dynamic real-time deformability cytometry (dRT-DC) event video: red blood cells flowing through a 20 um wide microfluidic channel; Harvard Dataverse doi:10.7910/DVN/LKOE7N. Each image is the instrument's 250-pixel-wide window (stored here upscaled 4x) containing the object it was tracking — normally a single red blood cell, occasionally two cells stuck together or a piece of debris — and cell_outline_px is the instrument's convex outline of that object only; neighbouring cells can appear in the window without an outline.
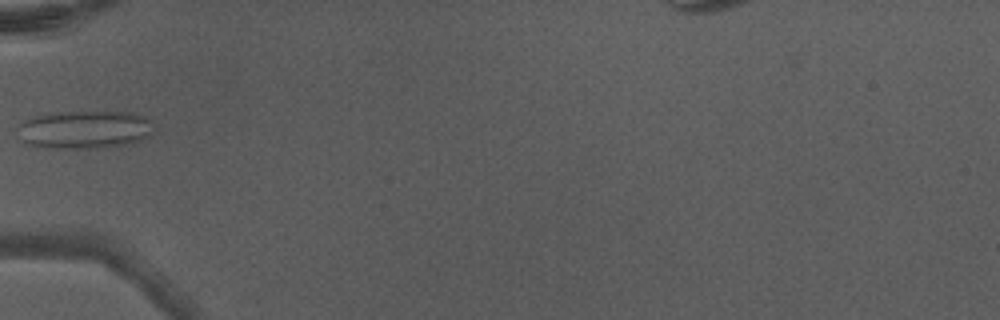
{"species": "Egyptian fruit bat (a non-hibernating species)", "species_latin": "Rousettus aegyptiacus", "temperature_condition": "warm", "stored_images_in_passage": 5, "camera_frame_rate_fps": 3000, "um_per_image_px": 0.085, "animal": {"sex": "male"}, "frame": {"image": 1, "passage_image": 5, "time_ms": 1.333, "image_size_px": [1000, 320], "cell_outline_px": [[156, 128], [144, 140], [132, 144], [96, 148], [44, 148], [28, 144], [20, 140], [16, 128], [20, 120], [36, 116], [60, 112], [132, 112], [144, 116]], "centroid_in_image_um": [7.17, 11.03], "position_along_channel_um": 77.8, "area_um2": 30.75}}